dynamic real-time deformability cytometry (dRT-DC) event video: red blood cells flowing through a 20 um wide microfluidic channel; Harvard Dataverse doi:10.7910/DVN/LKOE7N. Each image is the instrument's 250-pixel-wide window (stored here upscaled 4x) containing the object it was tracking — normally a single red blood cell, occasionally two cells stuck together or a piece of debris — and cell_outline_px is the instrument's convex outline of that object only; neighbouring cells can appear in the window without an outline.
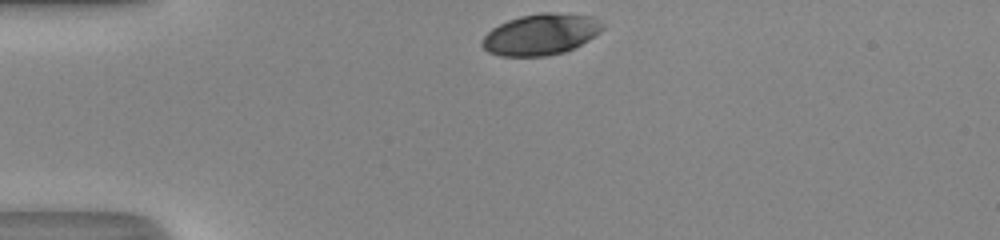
{"species": "human", "species_latin": "Homo sapiens", "temperature_condition": "room temperature", "stored_images_in_passage": 30, "camera_frame_rate_fps": 3000, "um_per_image_px": 0.085, "donor": {"sex": "male"}, "frame": {"image": 1, "passage_image": 1, "time_ms": 0.0, "image_size_px": [1000, 240], "cell_outline_px": [[604, 28], [600, 32], [588, 40], [564, 52], [548, 56], [500, 56], [488, 52], [480, 44], [480, 40], [492, 28], [508, 20], [520, 16], [540, 12], [552, 12], [596, 16], [604, 24]], "centroid_in_image_um": [45.97, 2.91], "position_along_channel_um": 39.0, "area_um2": 29.13}}
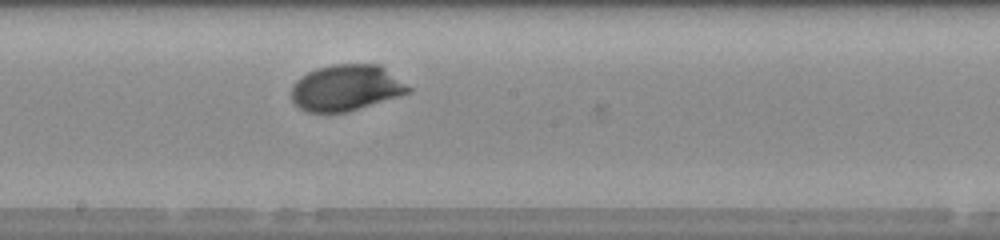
{"frame": {"image": 2, "passage_image": 17, "time_ms": 5.333, "image_size_px": [1000, 240], "cell_outline_px": [[412, 92], [348, 112], [308, 112], [300, 108], [292, 100], [292, 84], [300, 76], [316, 68], [332, 64], [380, 64], [412, 88]], "centroid_in_image_um": [29.43, 7.45], "position_along_channel_um": 218.8, "area_um2": 31.56}}
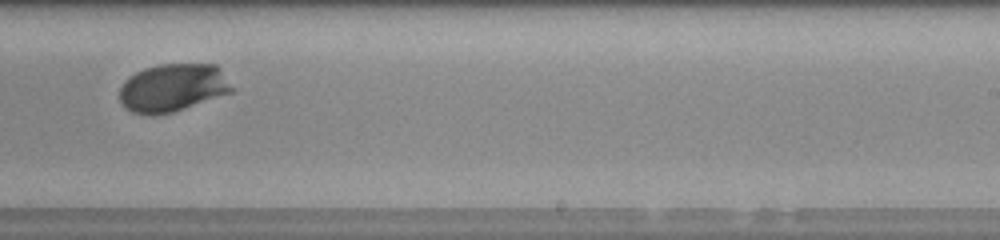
{"frame": {"image": 3, "passage_image": 21, "time_ms": 6.667, "image_size_px": [1000, 240], "cell_outline_px": [[236, 88], [232, 92], [172, 112], [156, 116], [132, 112], [124, 108], [120, 104], [120, 88], [124, 80], [128, 76], [144, 68], [160, 64], [216, 64], [220, 68]], "centroid_in_image_um": [14.68, 7.45], "position_along_channel_um": 274.3, "area_um2": 31.73}, "authors_computed_cell_mechanics": {"area_um2": 31.4432, "velocity_mm_per_s": 4.1732, "shape_relaxation_time_tau1_ms": 2.1023, "shape_relaxation_time_tau2_ms": null, "deformation_change_tau1": 0.1222, "deformation_change_tau2": null}}